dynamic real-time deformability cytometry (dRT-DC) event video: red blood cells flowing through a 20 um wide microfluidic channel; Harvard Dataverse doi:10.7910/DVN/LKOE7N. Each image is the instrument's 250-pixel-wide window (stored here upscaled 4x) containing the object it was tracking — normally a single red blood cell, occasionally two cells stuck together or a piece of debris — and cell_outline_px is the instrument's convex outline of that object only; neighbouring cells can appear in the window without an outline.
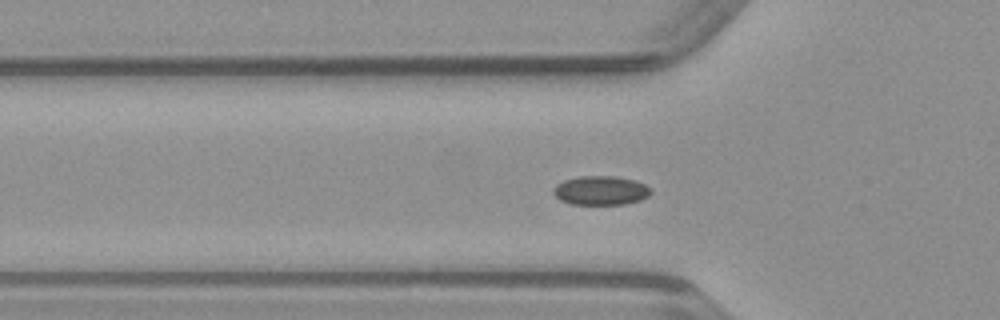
{"species": "common noctule bat (a hibernating species)", "species_latin": "Nyctalus noctula", "temperature_condition": "warm", "stored_images_in_passage": 44, "camera_frame_rate_fps": 3000, "um_per_image_px": 0.085, "animal": {"sex": "male", "body_mass_g": 23.1, "forearm_length_mm": 52.7}, "frame": {"image": 1, "passage_image": 9, "time_ms": 2.667, "image_size_px": [1000, 320], "cell_outline_px": [[652, 192], [648, 196], [640, 200], [624, 204], [572, 204], [560, 200], [552, 192], [552, 188], [556, 184], [564, 180], [580, 176], [616, 176], [636, 180], [652, 188]], "centroid_in_image_um": [51.07, 16.18], "position_along_channel_um": 74.7, "area_um2": 16.65}}
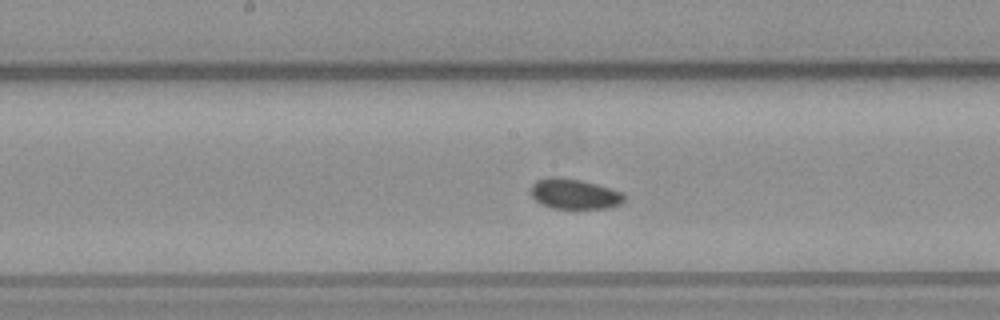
{"frame": {"image": 2, "passage_image": 18, "time_ms": 5.667, "image_size_px": [1000, 320], "cell_outline_px": [[624, 200], [620, 204], [608, 208], [552, 208], [540, 204], [532, 196], [532, 184], [536, 180], [556, 176], [560, 176], [580, 180], [596, 184], [620, 192], [624, 196]], "centroid_in_image_um": [48.79, 16.48], "position_along_channel_um": 199.4, "area_um2": 16.24}}
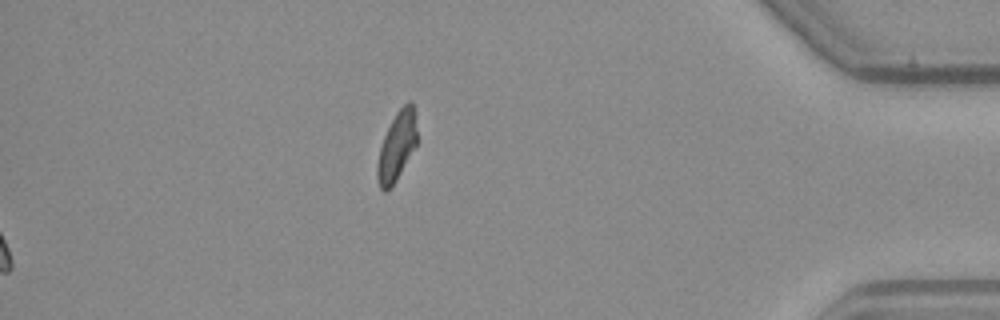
{"frame": {"image": 3, "passage_image": 44, "time_ms": 14.333, "image_size_px": [1000, 320], "cell_outline_px": [[416, 144], [396, 180], [384, 192], [380, 188], [376, 176], [376, 164], [380, 148], [384, 136], [396, 112], [408, 100], [412, 100], [416, 128]], "centroid_in_image_um": [33.7, 12.42], "position_along_channel_um": 401.5, "area_um2": 15.55}}